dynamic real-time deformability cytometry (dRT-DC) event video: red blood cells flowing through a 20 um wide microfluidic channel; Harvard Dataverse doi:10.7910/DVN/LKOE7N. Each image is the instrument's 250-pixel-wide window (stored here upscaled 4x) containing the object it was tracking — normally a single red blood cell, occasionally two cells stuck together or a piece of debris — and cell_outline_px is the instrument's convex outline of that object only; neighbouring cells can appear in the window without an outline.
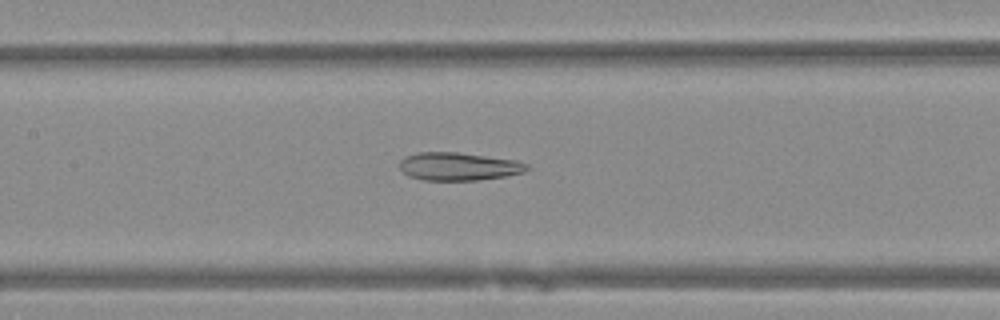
{"species": "Egyptian fruit bat (a non-hibernating species)", "species_latin": "Rousettus aegyptiacus", "temperature_condition": "warm", "stored_images_in_passage": 32, "camera_frame_rate_fps": 3000, "um_per_image_px": 0.085, "animal": {"sex": "female"}, "frame": {"image": 1, "passage_image": 15, "time_ms": 4.667, "image_size_px": [1000, 320], "cell_outline_px": [[532, 168], [524, 172], [504, 176], [476, 180], [424, 180], [408, 176], [400, 168], [400, 160], [408, 156], [420, 152], [456, 152], [516, 160], [528, 164]], "centroid_in_image_um": [39.01, 14.15], "position_along_channel_um": 168.4, "area_um2": 20.63}}
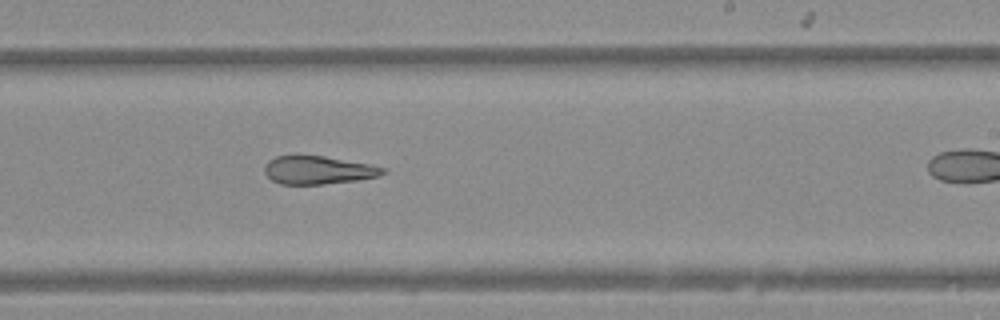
{"frame": {"image": 2, "passage_image": 22, "time_ms": 7.0, "image_size_px": [1000, 320], "cell_outline_px": [[388, 172], [376, 176], [356, 180], [324, 184], [280, 184], [272, 180], [264, 172], [264, 168], [268, 160], [276, 156], [296, 152], [300, 152], [324, 156], [368, 164], [388, 168]], "centroid_in_image_um": [26.98, 14.41], "position_along_channel_um": 262.0, "area_um2": 20.0}}
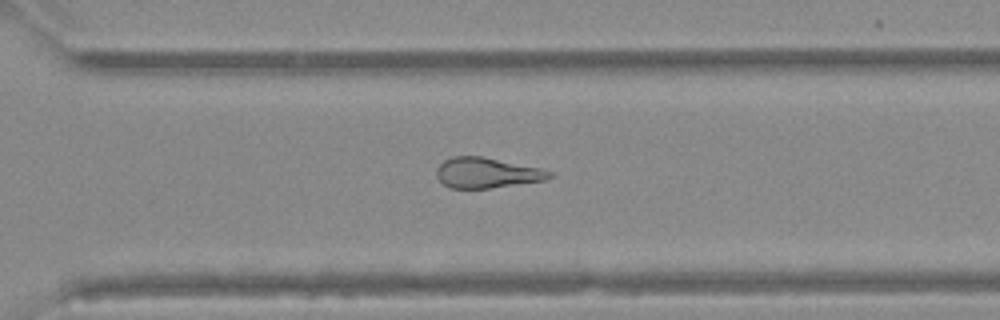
{"frame": {"image": 3, "passage_image": 27, "time_ms": 8.667, "image_size_px": [1000, 320], "cell_outline_px": [[556, 176], [544, 180], [488, 188], [452, 188], [444, 184], [436, 176], [436, 168], [444, 160], [452, 156], [484, 156], [540, 168], [552, 172]], "centroid_in_image_um": [41.38, 14.67], "position_along_channel_um": 329.2, "area_um2": 19.94}}